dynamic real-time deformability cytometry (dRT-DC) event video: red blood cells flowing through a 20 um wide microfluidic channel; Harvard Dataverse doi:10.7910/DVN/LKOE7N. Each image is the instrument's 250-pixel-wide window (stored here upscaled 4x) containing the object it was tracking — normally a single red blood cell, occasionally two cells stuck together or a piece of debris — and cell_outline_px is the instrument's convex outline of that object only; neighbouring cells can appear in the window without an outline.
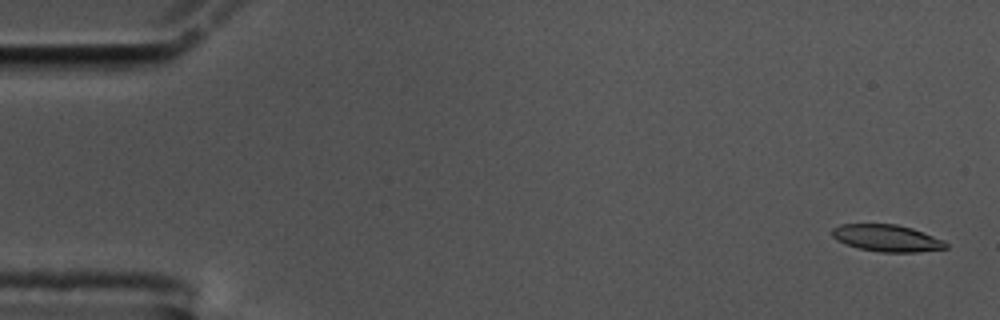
{"species": "common noctule bat (a hibernating species)", "species_latin": "Nyctalus noctula", "temperature_condition": "cold", "stored_images_in_passage": 10, "camera_frame_rate_fps": 3000, "um_per_image_px": 0.085, "animal": {"sex": "male", "body_mass_g": 17.5, "forearm_length_mm": 52.3}, "frame": {"image": 1, "passage_image": 2, "time_ms": 0.333, "image_size_px": [1000, 320], "cell_outline_px": [[948, 248], [916, 252], [880, 252], [860, 248], [836, 240], [832, 236], [832, 228], [840, 224], [896, 224], [912, 228], [944, 240], [948, 244]], "centroid_in_image_um": [75.39, 20.23], "position_along_channel_um": 9.6, "area_um2": 17.74}}